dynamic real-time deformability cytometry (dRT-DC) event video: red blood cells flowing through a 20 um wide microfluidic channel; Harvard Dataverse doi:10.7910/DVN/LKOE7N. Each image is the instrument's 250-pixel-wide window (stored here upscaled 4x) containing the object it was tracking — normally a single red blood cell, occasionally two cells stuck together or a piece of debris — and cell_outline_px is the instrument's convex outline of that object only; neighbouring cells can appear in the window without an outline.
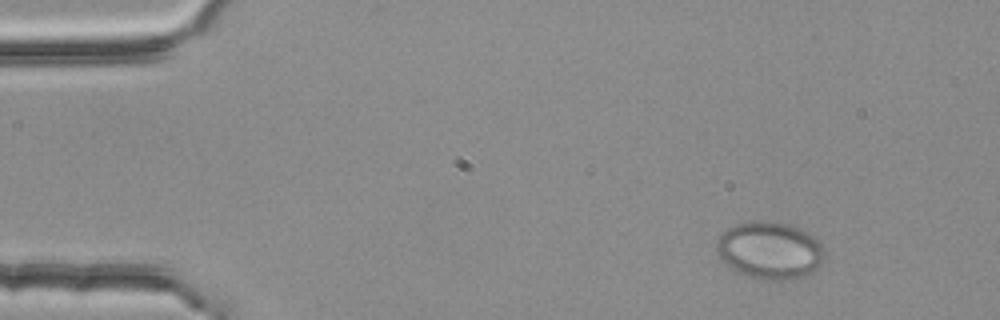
{"species": "common noctule bat (a hibernating species)", "species_latin": "Nyctalus noctula", "temperature_condition": "room temperature", "stored_images_in_passage": 4, "camera_frame_rate_fps": 3000, "um_per_image_px": 0.085, "animal": {"sex": "female", "body_mass_g": 25.1}, "frame": {"image": 1, "passage_image": 1, "time_ms": 0.0, "image_size_px": [1000, 320], "cell_outline_px": [[824, 260], [812, 272], [792, 280], [760, 280], [748, 276], [732, 268], [720, 256], [716, 248], [716, 244], [720, 236], [728, 228], [736, 224], [752, 220], [768, 220], [792, 224], [808, 232], [820, 240], [824, 248]], "centroid_in_image_um": [65.48, 21.26], "position_along_channel_um": 19.5, "area_um2": 36.36}}
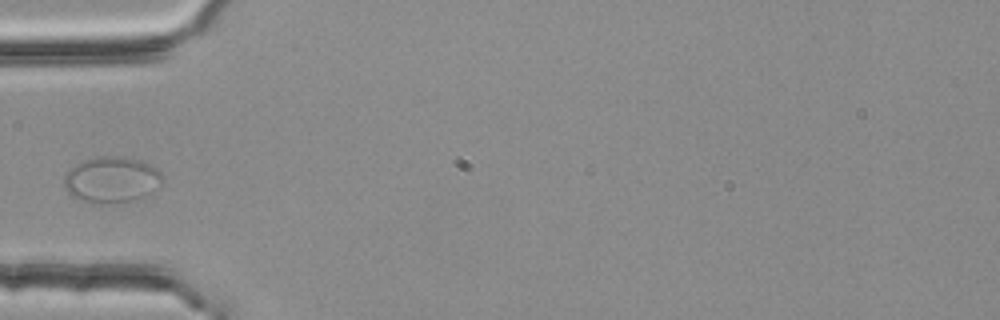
{"frame": {"image": 2, "passage_image": 4, "time_ms": 1.0, "image_size_px": [1000, 320], "cell_outline_px": [[164, 180], [152, 192], [144, 196], [132, 200], [104, 204], [88, 204], [72, 196], [64, 188], [64, 176], [68, 168], [80, 160], [96, 156], [120, 156], [140, 160], [152, 164], [164, 176]], "centroid_in_image_um": [9.45, 15.26], "position_along_channel_um": 75.5, "area_um2": 27.05}}